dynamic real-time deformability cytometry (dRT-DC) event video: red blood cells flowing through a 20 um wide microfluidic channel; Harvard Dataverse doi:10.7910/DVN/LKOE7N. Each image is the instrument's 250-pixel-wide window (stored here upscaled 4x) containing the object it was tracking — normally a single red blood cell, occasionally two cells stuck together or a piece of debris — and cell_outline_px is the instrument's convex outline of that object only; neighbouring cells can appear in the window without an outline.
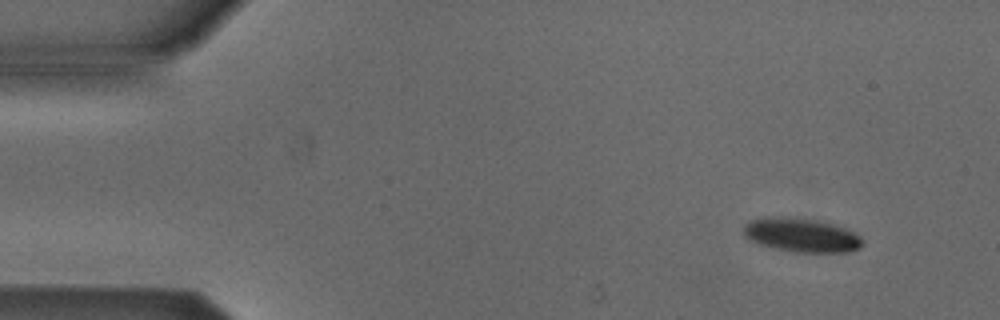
{"species": "Egyptian fruit bat (a non-hibernating species)", "species_latin": "Rousettus aegyptiacus", "temperature_condition": "cold", "stored_images_in_passage": 6, "camera_frame_rate_fps": 3000, "um_per_image_px": 0.085, "animal": {"sex": "male"}, "frame": {"image": 1, "passage_image": 1, "time_ms": 0.0, "image_size_px": [1000, 320], "cell_outline_px": [[864, 244], [860, 248], [848, 252], [792, 252], [760, 244], [748, 240], [744, 236], [744, 224], [752, 220], [816, 220], [836, 224], [860, 236], [864, 240]], "centroid_in_image_um": [68.22, 20.05], "position_along_channel_um": 16.8, "area_um2": 22.54}}
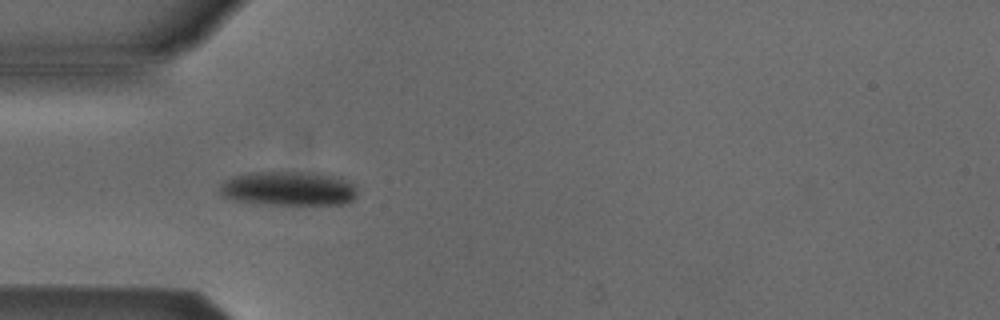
{"frame": {"image": 2, "passage_image": 4, "time_ms": 3.667, "image_size_px": [1000, 320], "cell_outline_px": [[356, 196], [348, 204], [260, 204], [232, 200], [224, 196], [220, 192], [220, 184], [224, 180], [232, 176], [248, 172], [320, 172], [340, 176], [356, 184]], "centroid_in_image_um": [24.56, 16.01], "position_along_channel_um": 60.4, "area_um2": 28.09}}
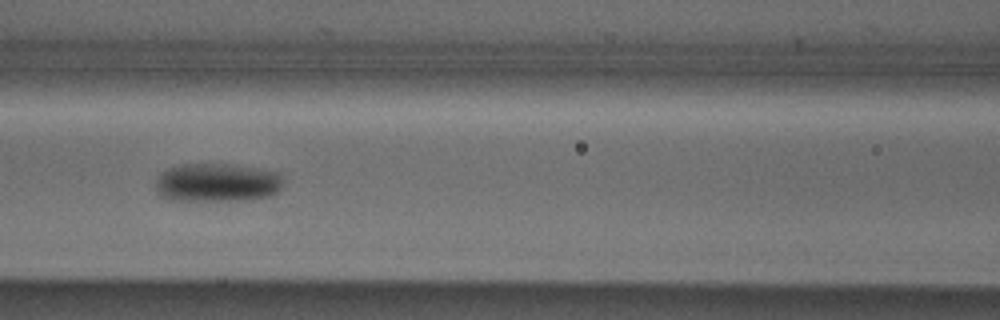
{"frame": {"image": 3, "passage_image": 6, "time_ms": 6.0, "image_size_px": [1000, 320], "cell_outline_px": [[280, 188], [272, 196], [244, 200], [168, 200], [160, 196], [156, 192], [156, 180], [168, 168], [180, 164], [228, 164], [256, 168], [280, 172]], "centroid_in_image_um": [18.42, 15.52], "position_along_channel_um": 148.2, "area_um2": 28.61}}